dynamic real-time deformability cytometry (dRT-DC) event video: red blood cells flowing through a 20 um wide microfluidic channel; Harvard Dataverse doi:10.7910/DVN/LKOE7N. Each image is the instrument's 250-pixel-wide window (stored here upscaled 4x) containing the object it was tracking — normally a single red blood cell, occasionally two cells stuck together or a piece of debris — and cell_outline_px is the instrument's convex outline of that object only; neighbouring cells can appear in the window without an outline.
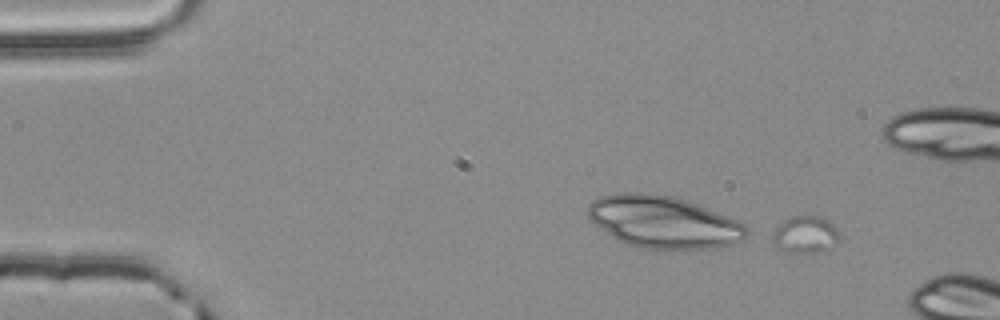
{"species": "common noctule bat (a hibernating species)", "species_latin": "Nyctalus noctula", "temperature_condition": "room temperature", "stored_images_in_passage": 3, "camera_frame_rate_fps": 3000, "um_per_image_px": 0.085, "animal": {"sex": "male", "body_mass_g": 20.4}, "frame": {"image": 1, "passage_image": 1, "time_ms": 0.0, "image_size_px": [1000, 320], "cell_outline_px": [[840, 236], [836, 240], [824, 248], [816, 252], [784, 252], [776, 248], [772, 240], [772, 236], [776, 228], [784, 220], [792, 216], [804, 212], [820, 216], [828, 220], [836, 228]], "centroid_in_image_um": [68.38, 19.87], "position_along_channel_um": 16.6, "area_um2": 14.45}}